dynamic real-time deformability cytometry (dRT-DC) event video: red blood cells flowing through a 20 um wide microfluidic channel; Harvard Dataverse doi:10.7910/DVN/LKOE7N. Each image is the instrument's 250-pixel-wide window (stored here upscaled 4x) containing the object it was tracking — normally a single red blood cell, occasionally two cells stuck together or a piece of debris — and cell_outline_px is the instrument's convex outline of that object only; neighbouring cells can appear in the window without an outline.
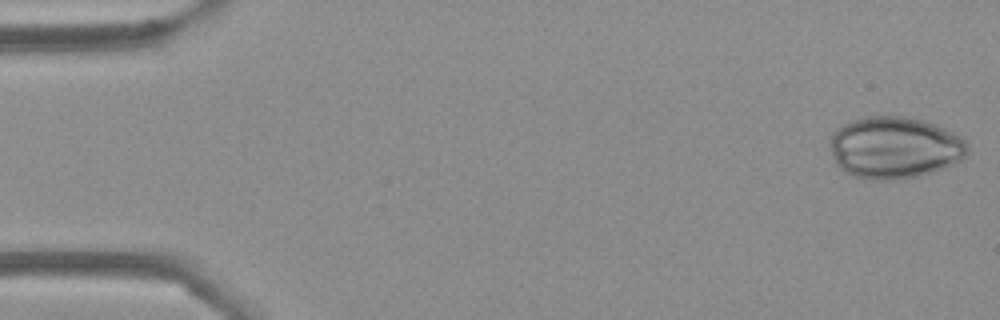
{"species": "Egyptian fruit bat (a non-hibernating species)", "species_latin": "Rousettus aegyptiacus", "temperature_condition": "cold", "stored_images_in_passage": 53, "camera_frame_rate_fps": 3000, "um_per_image_px": 0.085, "frame": {"image": 1, "passage_image": 1, "time_ms": 0.0, "image_size_px": [1000, 320], "cell_outline_px": [[968, 152], [956, 164], [920, 176], [900, 180], [872, 180], [856, 176], [840, 168], [836, 164], [832, 156], [832, 132], [836, 128], [852, 120], [864, 116], [904, 116], [924, 120], [964, 136], [968, 144]], "centroid_in_image_um": [76.09, 12.54], "position_along_channel_um": 8.9, "area_um2": 50.0}}
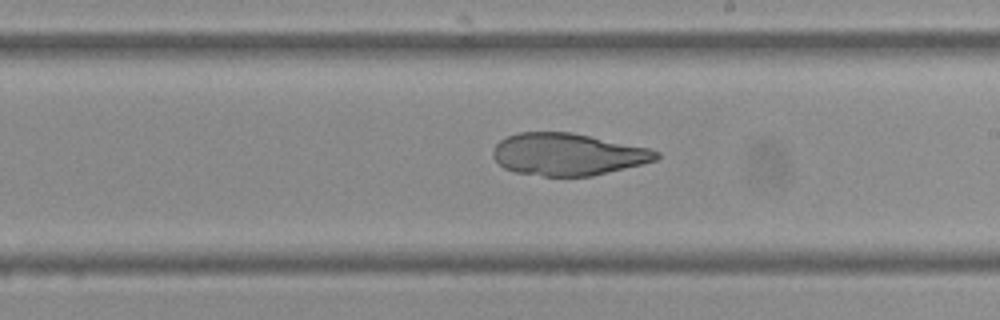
{"frame": {"image": 2, "passage_image": 30, "time_ms": 9.667, "image_size_px": [1000, 320], "cell_outline_px": [[660, 156], [656, 160], [592, 176], [544, 176], [516, 172], [504, 168], [492, 156], [492, 152], [496, 144], [504, 136], [516, 132], [572, 132], [648, 148], [660, 152]], "centroid_in_image_um": [48.21, 13.11], "position_along_channel_um": 240.8, "area_um2": 40.0}}
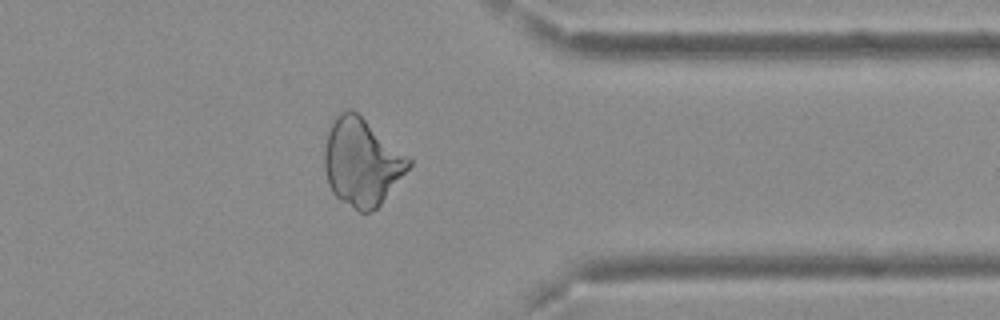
{"frame": {"image": 3, "passage_image": 42, "time_ms": 13.667, "image_size_px": [1000, 320], "cell_outline_px": [[412, 164], [380, 204], [372, 212], [360, 212], [340, 200], [332, 192], [328, 184], [324, 168], [324, 148], [328, 132], [332, 120], [340, 112], [348, 108], [352, 108], [412, 160]], "centroid_in_image_um": [30.72, 13.77], "position_along_channel_um": 380.7, "area_um2": 42.6}}